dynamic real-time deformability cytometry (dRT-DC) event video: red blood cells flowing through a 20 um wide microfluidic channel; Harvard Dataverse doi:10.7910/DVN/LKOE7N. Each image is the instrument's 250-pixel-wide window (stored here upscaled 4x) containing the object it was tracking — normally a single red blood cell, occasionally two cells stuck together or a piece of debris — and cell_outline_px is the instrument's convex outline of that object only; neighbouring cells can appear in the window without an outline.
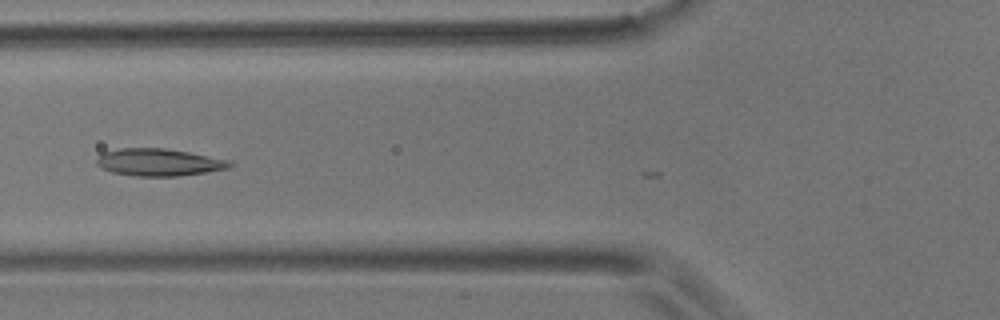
{"species": "common noctule bat (a hibernating species)", "species_latin": "Nyctalus noctula", "temperature_condition": "room temperature", "stored_images_in_passage": 4, "camera_frame_rate_fps": 3000, "um_per_image_px": 0.085, "animal": {"sex": "male", "body_mass_g": 17.9}, "frame": {"image": 1, "passage_image": 2, "time_ms": 0.333, "image_size_px": [1000, 320], "cell_outline_px": [[236, 164], [228, 168], [204, 172], [176, 176], [136, 176], [112, 172], [100, 168], [96, 164], [96, 160], [100, 152], [120, 148], [164, 148], [188, 152], [232, 160]], "centroid_in_image_um": [13.49, 13.78], "position_along_channel_um": 112.3, "area_um2": 21.33}}
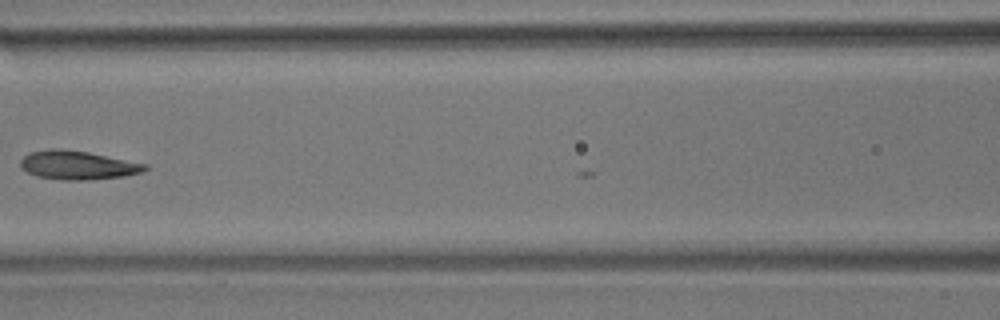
{"frame": {"image": 2, "passage_image": 3, "time_ms": 0.667, "image_size_px": [1000, 320], "cell_outline_px": [[148, 168], [140, 172], [124, 176], [88, 180], [64, 180], [36, 176], [20, 168], [20, 160], [24, 156], [32, 152], [52, 148], [60, 148], [88, 152], [148, 164]], "centroid_in_image_um": [6.59, 14.04], "position_along_channel_um": 160.0, "area_um2": 20.81}}